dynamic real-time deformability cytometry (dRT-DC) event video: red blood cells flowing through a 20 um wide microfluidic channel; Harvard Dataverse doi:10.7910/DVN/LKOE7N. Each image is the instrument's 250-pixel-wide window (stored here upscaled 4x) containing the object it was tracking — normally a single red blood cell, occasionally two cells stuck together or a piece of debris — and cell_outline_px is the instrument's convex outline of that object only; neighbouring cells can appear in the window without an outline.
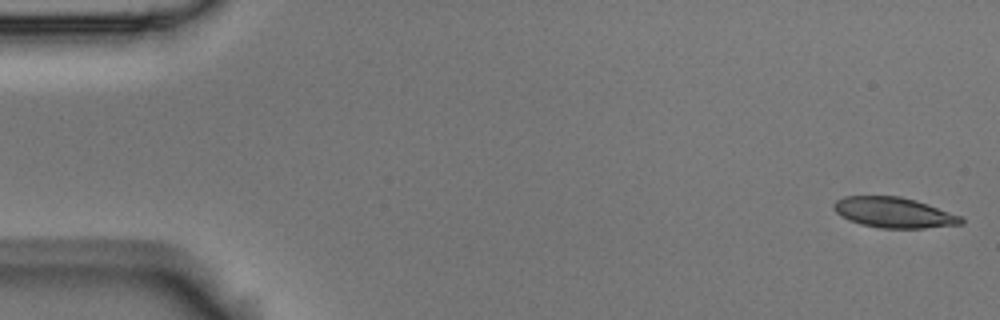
{"species": "Egyptian fruit bat (a non-hibernating species)", "species_latin": "Rousettus aegyptiacus", "temperature_condition": "room temperature", "stored_images_in_passage": 5, "camera_frame_rate_fps": 3000, "um_per_image_px": 0.085, "animal": {"sex": "male"}, "frame": {"image": 1, "passage_image": 1, "time_ms": 0.0, "image_size_px": [1000, 320], "cell_outline_px": [[964, 224], [924, 228], [880, 228], [860, 224], [848, 220], [840, 216], [832, 208], [832, 204], [836, 200], [844, 196], [900, 196], [916, 200], [928, 204], [960, 216], [964, 220]], "centroid_in_image_um": [75.94, 18.06], "position_along_channel_um": 9.1, "area_um2": 22.72}}
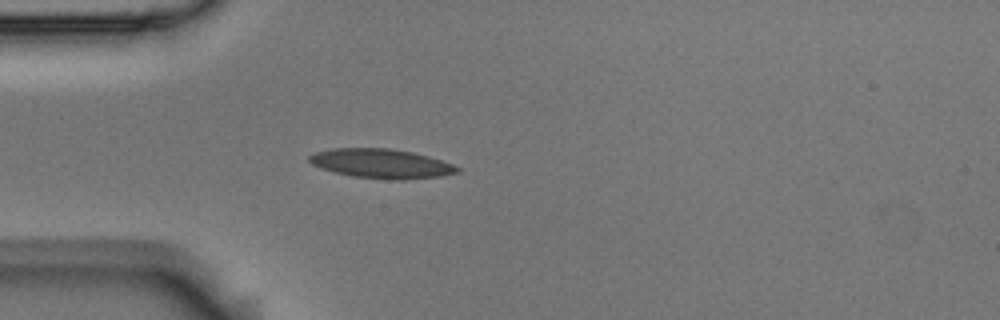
{"frame": {"image": 2, "passage_image": 5, "time_ms": 1.333, "image_size_px": [1000, 320], "cell_outline_px": [[460, 172], [440, 176], [404, 180], [396, 180], [352, 176], [320, 168], [312, 164], [308, 160], [308, 156], [316, 152], [332, 148], [388, 148], [412, 152], [428, 156], [452, 164], [460, 168]], "centroid_in_image_um": [32.4, 13.9], "position_along_channel_um": 52.6, "area_um2": 25.2}}